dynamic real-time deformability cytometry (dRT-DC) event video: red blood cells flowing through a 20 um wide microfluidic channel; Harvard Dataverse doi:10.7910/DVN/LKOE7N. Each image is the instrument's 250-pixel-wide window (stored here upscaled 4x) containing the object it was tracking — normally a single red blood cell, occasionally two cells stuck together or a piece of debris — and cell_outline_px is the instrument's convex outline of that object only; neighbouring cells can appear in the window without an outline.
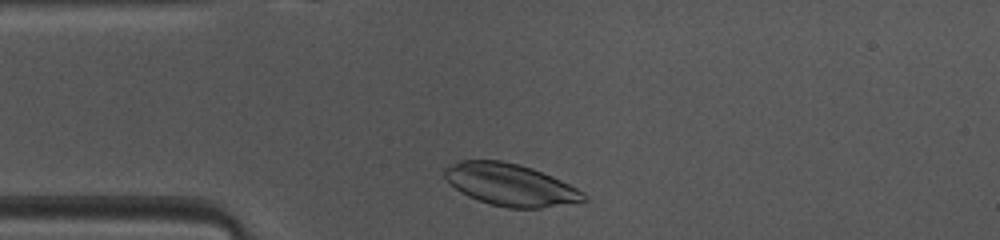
{"species": "common noctule bat (a hibernating species)", "species_latin": "Nyctalus noctula", "temperature_condition": "warm", "stored_images_in_passage": 39, "camera_frame_rate_fps": 3000, "um_per_image_px": 0.085, "animal": {"sex": "female", "body_mass_g": 10.0, "forearm_length_mm": 53.1}, "frame": {"image": 1, "passage_image": 2, "time_ms": 0.333, "image_size_px": [1000, 240], "cell_outline_px": [[588, 200], [544, 208], [508, 208], [488, 204], [468, 196], [460, 192], [440, 172], [444, 168], [460, 160], [500, 160], [520, 164], [532, 168], [552, 176], [584, 192], [588, 196]], "centroid_in_image_um": [43.37, 15.7], "position_along_channel_um": 41.6, "area_um2": 34.22}}
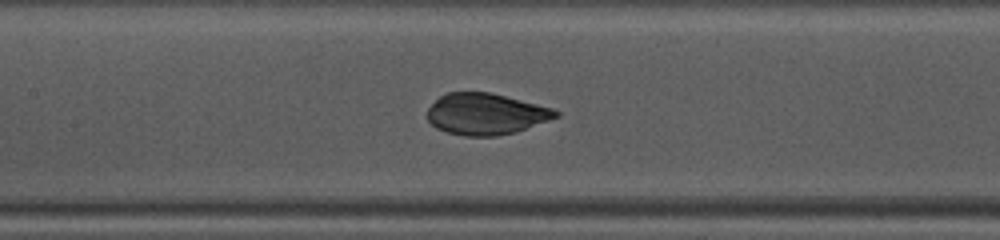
{"frame": {"image": 2, "passage_image": 12, "time_ms": 3.667, "image_size_px": [1000, 240], "cell_outline_px": [[560, 116], [516, 132], [496, 136], [464, 136], [448, 132], [436, 128], [428, 120], [428, 108], [444, 92], [492, 92], [552, 108], [560, 112]], "centroid_in_image_um": [41.3, 9.68], "position_along_channel_um": 166.1, "area_um2": 30.98}}
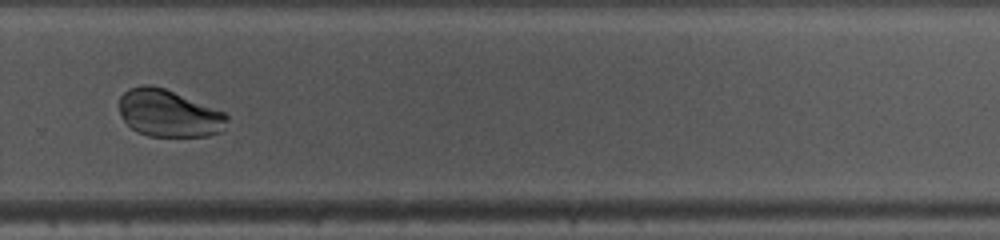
{"frame": {"image": 3, "passage_image": 23, "time_ms": 7.333, "image_size_px": [1000, 240], "cell_outline_px": [[228, 120], [220, 132], [208, 136], [148, 136], [136, 132], [120, 116], [120, 96], [128, 88], [144, 84], [152, 84], [164, 88], [224, 112], [228, 116]], "centroid_in_image_um": [14.32, 9.63], "position_along_channel_um": 315.5, "area_um2": 29.59}}